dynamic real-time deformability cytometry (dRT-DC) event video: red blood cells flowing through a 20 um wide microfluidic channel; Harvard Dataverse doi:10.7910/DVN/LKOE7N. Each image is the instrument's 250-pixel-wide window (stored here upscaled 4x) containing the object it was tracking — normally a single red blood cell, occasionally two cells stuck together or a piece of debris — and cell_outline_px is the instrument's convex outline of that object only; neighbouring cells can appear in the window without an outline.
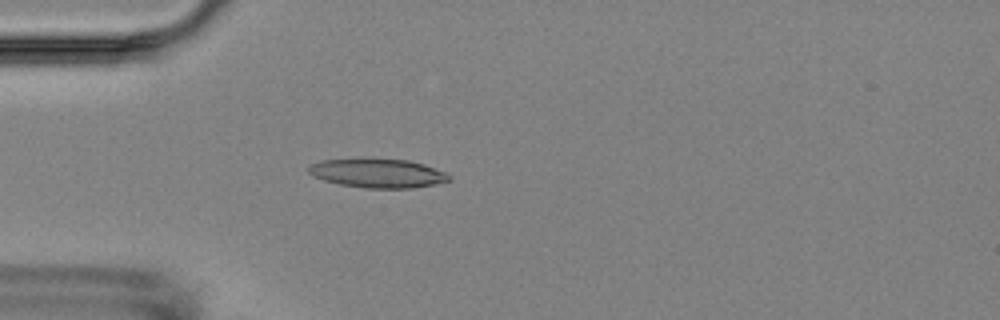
{"species": "Egyptian fruit bat (a non-hibernating species)", "species_latin": "Rousettus aegyptiacus", "temperature_condition": "room temperature", "stored_images_in_passage": 4, "camera_frame_rate_fps": 3000, "um_per_image_px": 0.085, "animal": {"sex": "female"}, "frame": {"image": 1, "passage_image": 4, "time_ms": 3.333, "image_size_px": [1000, 320], "cell_outline_px": [[452, 180], [436, 184], [412, 188], [364, 188], [340, 184], [324, 180], [312, 176], [308, 172], [308, 168], [312, 164], [324, 160], [360, 156], [408, 160], [424, 164], [448, 172], [452, 176]], "centroid_in_image_um": [32.13, 14.69], "position_along_channel_um": 52.9, "area_um2": 24.62}}